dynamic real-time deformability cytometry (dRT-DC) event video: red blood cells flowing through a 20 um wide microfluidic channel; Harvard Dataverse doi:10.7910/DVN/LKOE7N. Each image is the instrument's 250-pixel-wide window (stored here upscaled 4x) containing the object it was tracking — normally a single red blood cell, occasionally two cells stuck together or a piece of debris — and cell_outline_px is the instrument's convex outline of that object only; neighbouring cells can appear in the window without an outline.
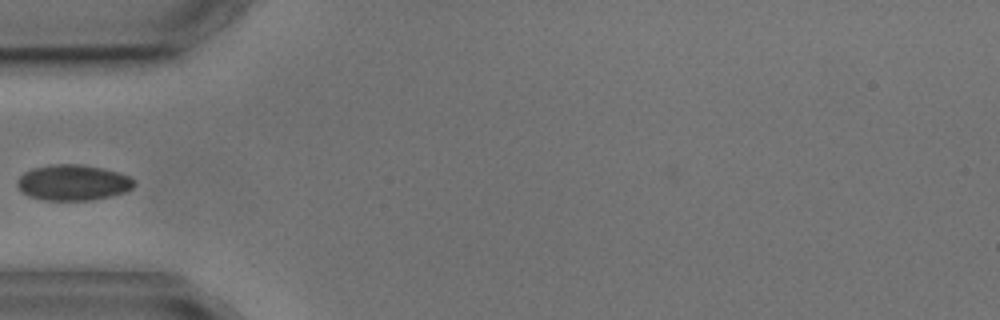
{"species": "common noctule bat (a hibernating species)", "species_latin": "Nyctalus noctula", "temperature_condition": "cold", "stored_images_in_passage": 4, "camera_frame_rate_fps": 3000, "um_per_image_px": 0.085, "animal": {"sex": "male", "body_mass_g": 17.9, "forearm_length_mm": 54.2}, "frame": {"image": 1, "passage_image": 4, "time_ms": 4.333, "image_size_px": [1000, 320], "cell_outline_px": [[136, 184], [132, 188], [124, 192], [112, 196], [92, 200], [44, 200], [28, 196], [16, 184], [16, 180], [24, 172], [32, 168], [52, 164], [80, 164], [120, 172], [136, 180]], "centroid_in_image_um": [6.22, 15.52], "position_along_channel_um": 78.8, "area_um2": 24.45}}